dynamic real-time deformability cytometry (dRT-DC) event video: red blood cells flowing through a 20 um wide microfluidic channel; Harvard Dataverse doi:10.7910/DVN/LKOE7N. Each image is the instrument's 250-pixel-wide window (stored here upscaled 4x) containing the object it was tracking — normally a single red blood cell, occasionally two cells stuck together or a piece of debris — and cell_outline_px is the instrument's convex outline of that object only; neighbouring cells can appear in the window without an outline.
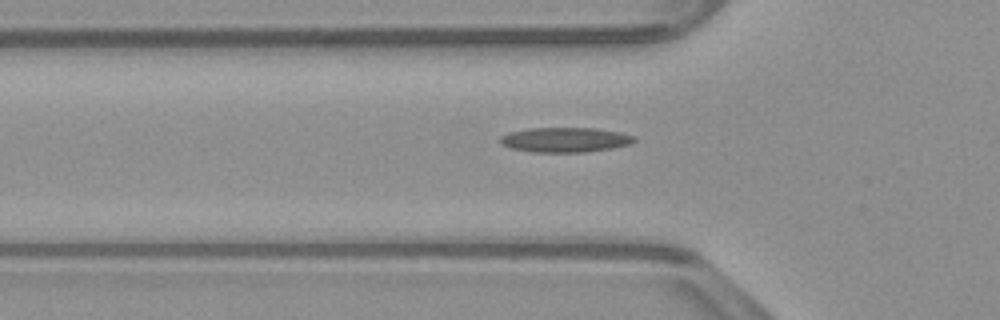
{"species": "common noctule bat (a hibernating species)", "species_latin": "Nyctalus noctula", "temperature_condition": "warm", "stored_images_in_passage": 37, "camera_frame_rate_fps": 3000, "um_per_image_px": 0.085, "animal": {"sex": "male", "body_mass_g": 23.1, "forearm_length_mm": 52.7}, "frame": {"image": 1, "passage_image": 2, "time_ms": 0.333, "image_size_px": [1000, 320], "cell_outline_px": [[636, 140], [628, 144], [612, 148], [584, 152], [532, 152], [512, 148], [500, 144], [500, 136], [508, 132], [528, 128], [596, 128], [620, 132], [636, 136]], "centroid_in_image_um": [48.01, 11.87], "position_along_channel_um": 77.8, "area_um2": 19.42}}
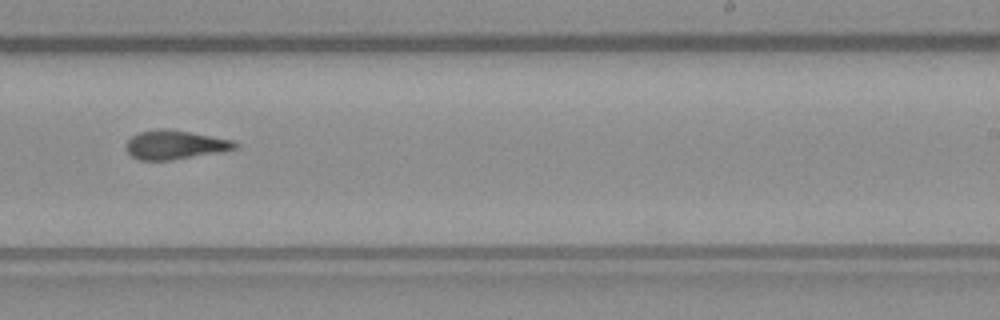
{"frame": {"image": 2, "passage_image": 17, "time_ms": 5.333, "image_size_px": [1000, 320], "cell_outline_px": [[240, 144], [236, 148], [224, 152], [172, 160], [140, 160], [132, 156], [124, 148], [124, 144], [132, 136], [140, 132], [160, 128], [164, 128], [236, 140]], "centroid_in_image_um": [14.91, 12.31], "position_along_channel_um": 274.1, "area_um2": 18.61}}
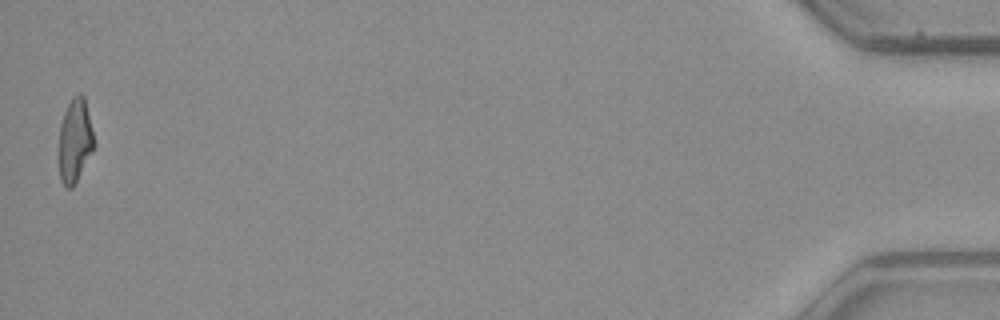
{"frame": {"image": 3, "passage_image": 37, "time_ms": 12.0, "image_size_px": [1000, 320], "cell_outline_px": [[96, 144], [72, 188], [64, 188], [60, 180], [60, 124], [64, 112], [72, 96], [76, 92], [80, 92], [84, 96]], "centroid_in_image_um": [6.38, 11.91], "position_along_channel_um": 428.8, "area_um2": 17.05}, "authors_computed_cell_mechanics": {"area_um2": 18.0914, "velocity_mm_per_s": 3.9107, "shape_relaxation_time_tau1_ms": null, "shape_relaxation_time_tau2_ms": 2.4775, "deformation_change_tau1": null, "deformation_change_tau2": 0.1141}}